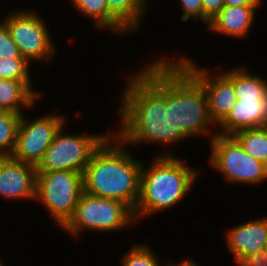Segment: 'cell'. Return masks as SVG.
I'll list each match as a JSON object with an SVG mask.
<instances>
[{"instance_id": "cell-1", "label": "cell", "mask_w": 267, "mask_h": 266, "mask_svg": "<svg viewBox=\"0 0 267 266\" xmlns=\"http://www.w3.org/2000/svg\"><path fill=\"white\" fill-rule=\"evenodd\" d=\"M145 66L126 81L118 108L121 128L114 133L126 145L183 142L187 137L170 114V59L162 56Z\"/></svg>"}, {"instance_id": "cell-2", "label": "cell", "mask_w": 267, "mask_h": 266, "mask_svg": "<svg viewBox=\"0 0 267 266\" xmlns=\"http://www.w3.org/2000/svg\"><path fill=\"white\" fill-rule=\"evenodd\" d=\"M125 143L111 133L94 151L83 172L84 192L121 201L133 211L140 194L142 160L125 150Z\"/></svg>"}, {"instance_id": "cell-3", "label": "cell", "mask_w": 267, "mask_h": 266, "mask_svg": "<svg viewBox=\"0 0 267 266\" xmlns=\"http://www.w3.org/2000/svg\"><path fill=\"white\" fill-rule=\"evenodd\" d=\"M152 161L148 167L142 163L140 194L134 210L136 221L180 203L199 176L198 170L186 165L187 161L166 152H160Z\"/></svg>"}, {"instance_id": "cell-4", "label": "cell", "mask_w": 267, "mask_h": 266, "mask_svg": "<svg viewBox=\"0 0 267 266\" xmlns=\"http://www.w3.org/2000/svg\"><path fill=\"white\" fill-rule=\"evenodd\" d=\"M170 114L187 137L210 135L213 121L202 84L177 60L170 59ZM211 128V129H210Z\"/></svg>"}, {"instance_id": "cell-5", "label": "cell", "mask_w": 267, "mask_h": 266, "mask_svg": "<svg viewBox=\"0 0 267 266\" xmlns=\"http://www.w3.org/2000/svg\"><path fill=\"white\" fill-rule=\"evenodd\" d=\"M135 221L134 211L127 204L83 192L73 216L62 228L78 237L84 229L111 232L129 227L130 223L132 226Z\"/></svg>"}, {"instance_id": "cell-6", "label": "cell", "mask_w": 267, "mask_h": 266, "mask_svg": "<svg viewBox=\"0 0 267 266\" xmlns=\"http://www.w3.org/2000/svg\"><path fill=\"white\" fill-rule=\"evenodd\" d=\"M84 192L83 173L72 170L37 171L36 198L62 228L73 216Z\"/></svg>"}, {"instance_id": "cell-7", "label": "cell", "mask_w": 267, "mask_h": 266, "mask_svg": "<svg viewBox=\"0 0 267 266\" xmlns=\"http://www.w3.org/2000/svg\"><path fill=\"white\" fill-rule=\"evenodd\" d=\"M210 136L209 164L228 182L257 185L266 181L267 165L246 153L233 136L217 133Z\"/></svg>"}, {"instance_id": "cell-8", "label": "cell", "mask_w": 267, "mask_h": 266, "mask_svg": "<svg viewBox=\"0 0 267 266\" xmlns=\"http://www.w3.org/2000/svg\"><path fill=\"white\" fill-rule=\"evenodd\" d=\"M61 127L53 142L48 147L37 171L72 170L83 173L94 151L109 134H65ZM64 133V134H63Z\"/></svg>"}, {"instance_id": "cell-9", "label": "cell", "mask_w": 267, "mask_h": 266, "mask_svg": "<svg viewBox=\"0 0 267 266\" xmlns=\"http://www.w3.org/2000/svg\"><path fill=\"white\" fill-rule=\"evenodd\" d=\"M2 21L8 27L22 56L29 62L34 60L49 62L54 58L56 46L51 32L46 20L40 17L37 11L18 9V11L9 12Z\"/></svg>"}, {"instance_id": "cell-10", "label": "cell", "mask_w": 267, "mask_h": 266, "mask_svg": "<svg viewBox=\"0 0 267 266\" xmlns=\"http://www.w3.org/2000/svg\"><path fill=\"white\" fill-rule=\"evenodd\" d=\"M65 121L62 115L49 113L31 121L23 113L11 157L37 167Z\"/></svg>"}, {"instance_id": "cell-11", "label": "cell", "mask_w": 267, "mask_h": 266, "mask_svg": "<svg viewBox=\"0 0 267 266\" xmlns=\"http://www.w3.org/2000/svg\"><path fill=\"white\" fill-rule=\"evenodd\" d=\"M178 61L202 84L208 99L211 117L219 125L237 102L232 83V69L211 75V69L196 66L192 59L183 56Z\"/></svg>"}, {"instance_id": "cell-12", "label": "cell", "mask_w": 267, "mask_h": 266, "mask_svg": "<svg viewBox=\"0 0 267 266\" xmlns=\"http://www.w3.org/2000/svg\"><path fill=\"white\" fill-rule=\"evenodd\" d=\"M36 167L11 156L0 157V196L8 200L36 198Z\"/></svg>"}, {"instance_id": "cell-13", "label": "cell", "mask_w": 267, "mask_h": 266, "mask_svg": "<svg viewBox=\"0 0 267 266\" xmlns=\"http://www.w3.org/2000/svg\"><path fill=\"white\" fill-rule=\"evenodd\" d=\"M217 134L232 136L239 131L267 126V93L260 99L237 101L218 125Z\"/></svg>"}, {"instance_id": "cell-14", "label": "cell", "mask_w": 267, "mask_h": 266, "mask_svg": "<svg viewBox=\"0 0 267 266\" xmlns=\"http://www.w3.org/2000/svg\"><path fill=\"white\" fill-rule=\"evenodd\" d=\"M226 244L236 263L247 254L264 250L267 218L249 220L227 230Z\"/></svg>"}, {"instance_id": "cell-15", "label": "cell", "mask_w": 267, "mask_h": 266, "mask_svg": "<svg viewBox=\"0 0 267 266\" xmlns=\"http://www.w3.org/2000/svg\"><path fill=\"white\" fill-rule=\"evenodd\" d=\"M259 5L225 6L207 25L211 32L236 38L247 37Z\"/></svg>"}, {"instance_id": "cell-16", "label": "cell", "mask_w": 267, "mask_h": 266, "mask_svg": "<svg viewBox=\"0 0 267 266\" xmlns=\"http://www.w3.org/2000/svg\"><path fill=\"white\" fill-rule=\"evenodd\" d=\"M31 81L0 79V110L23 114V107H34L41 92L33 90Z\"/></svg>"}, {"instance_id": "cell-17", "label": "cell", "mask_w": 267, "mask_h": 266, "mask_svg": "<svg viewBox=\"0 0 267 266\" xmlns=\"http://www.w3.org/2000/svg\"><path fill=\"white\" fill-rule=\"evenodd\" d=\"M110 16L129 34L137 32L148 7L147 0H107Z\"/></svg>"}, {"instance_id": "cell-18", "label": "cell", "mask_w": 267, "mask_h": 266, "mask_svg": "<svg viewBox=\"0 0 267 266\" xmlns=\"http://www.w3.org/2000/svg\"><path fill=\"white\" fill-rule=\"evenodd\" d=\"M78 14L89 17L94 22L95 28L109 29L113 34H124L127 32L110 16L107 0H71Z\"/></svg>"}, {"instance_id": "cell-19", "label": "cell", "mask_w": 267, "mask_h": 266, "mask_svg": "<svg viewBox=\"0 0 267 266\" xmlns=\"http://www.w3.org/2000/svg\"><path fill=\"white\" fill-rule=\"evenodd\" d=\"M243 66L232 69V83L237 101L243 99L260 100L267 93V81L248 71Z\"/></svg>"}, {"instance_id": "cell-20", "label": "cell", "mask_w": 267, "mask_h": 266, "mask_svg": "<svg viewBox=\"0 0 267 266\" xmlns=\"http://www.w3.org/2000/svg\"><path fill=\"white\" fill-rule=\"evenodd\" d=\"M232 136L246 153L267 165V126L242 130Z\"/></svg>"}, {"instance_id": "cell-21", "label": "cell", "mask_w": 267, "mask_h": 266, "mask_svg": "<svg viewBox=\"0 0 267 266\" xmlns=\"http://www.w3.org/2000/svg\"><path fill=\"white\" fill-rule=\"evenodd\" d=\"M21 118L20 113L0 110V157L12 155Z\"/></svg>"}, {"instance_id": "cell-22", "label": "cell", "mask_w": 267, "mask_h": 266, "mask_svg": "<svg viewBox=\"0 0 267 266\" xmlns=\"http://www.w3.org/2000/svg\"><path fill=\"white\" fill-rule=\"evenodd\" d=\"M122 256L121 266H161L158 257L147 244H133Z\"/></svg>"}, {"instance_id": "cell-23", "label": "cell", "mask_w": 267, "mask_h": 266, "mask_svg": "<svg viewBox=\"0 0 267 266\" xmlns=\"http://www.w3.org/2000/svg\"><path fill=\"white\" fill-rule=\"evenodd\" d=\"M27 59H0V79L31 81Z\"/></svg>"}, {"instance_id": "cell-24", "label": "cell", "mask_w": 267, "mask_h": 266, "mask_svg": "<svg viewBox=\"0 0 267 266\" xmlns=\"http://www.w3.org/2000/svg\"><path fill=\"white\" fill-rule=\"evenodd\" d=\"M0 59H26L22 56L3 21H0Z\"/></svg>"}, {"instance_id": "cell-25", "label": "cell", "mask_w": 267, "mask_h": 266, "mask_svg": "<svg viewBox=\"0 0 267 266\" xmlns=\"http://www.w3.org/2000/svg\"><path fill=\"white\" fill-rule=\"evenodd\" d=\"M180 6L183 10L181 19L184 22L189 20H201L203 22V2L202 0H180ZM191 18V19H190Z\"/></svg>"}, {"instance_id": "cell-26", "label": "cell", "mask_w": 267, "mask_h": 266, "mask_svg": "<svg viewBox=\"0 0 267 266\" xmlns=\"http://www.w3.org/2000/svg\"><path fill=\"white\" fill-rule=\"evenodd\" d=\"M203 2V22H209L225 7L224 0H202Z\"/></svg>"}, {"instance_id": "cell-27", "label": "cell", "mask_w": 267, "mask_h": 266, "mask_svg": "<svg viewBox=\"0 0 267 266\" xmlns=\"http://www.w3.org/2000/svg\"><path fill=\"white\" fill-rule=\"evenodd\" d=\"M238 266H267V253L265 250L254 252L243 256L238 262Z\"/></svg>"}, {"instance_id": "cell-28", "label": "cell", "mask_w": 267, "mask_h": 266, "mask_svg": "<svg viewBox=\"0 0 267 266\" xmlns=\"http://www.w3.org/2000/svg\"><path fill=\"white\" fill-rule=\"evenodd\" d=\"M225 6L259 5L254 0H224Z\"/></svg>"}, {"instance_id": "cell-29", "label": "cell", "mask_w": 267, "mask_h": 266, "mask_svg": "<svg viewBox=\"0 0 267 266\" xmlns=\"http://www.w3.org/2000/svg\"><path fill=\"white\" fill-rule=\"evenodd\" d=\"M180 263V264H179ZM179 263H177V265L176 264H170V263H168L167 265L168 266H199V264L198 263H196V262H194V261H192V259H186V260H182L181 262H179Z\"/></svg>"}, {"instance_id": "cell-30", "label": "cell", "mask_w": 267, "mask_h": 266, "mask_svg": "<svg viewBox=\"0 0 267 266\" xmlns=\"http://www.w3.org/2000/svg\"><path fill=\"white\" fill-rule=\"evenodd\" d=\"M256 3H258L259 5H261L262 0H254Z\"/></svg>"}, {"instance_id": "cell-31", "label": "cell", "mask_w": 267, "mask_h": 266, "mask_svg": "<svg viewBox=\"0 0 267 266\" xmlns=\"http://www.w3.org/2000/svg\"><path fill=\"white\" fill-rule=\"evenodd\" d=\"M264 250H265V251H266V253H267V241H266V243H265Z\"/></svg>"}, {"instance_id": "cell-32", "label": "cell", "mask_w": 267, "mask_h": 266, "mask_svg": "<svg viewBox=\"0 0 267 266\" xmlns=\"http://www.w3.org/2000/svg\"><path fill=\"white\" fill-rule=\"evenodd\" d=\"M4 261H2V259H0V266H5V265H3L4 263H3Z\"/></svg>"}]
</instances>
